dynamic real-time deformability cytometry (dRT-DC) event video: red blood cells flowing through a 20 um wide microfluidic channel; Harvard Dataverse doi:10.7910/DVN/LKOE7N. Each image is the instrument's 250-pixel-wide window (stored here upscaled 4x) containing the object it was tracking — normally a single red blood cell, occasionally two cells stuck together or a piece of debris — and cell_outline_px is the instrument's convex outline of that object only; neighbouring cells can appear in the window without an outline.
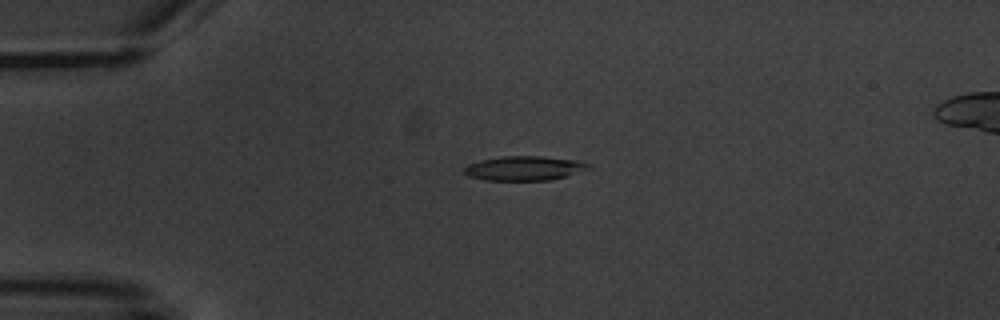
{"species": "common noctule bat (a hibernating species)", "species_latin": "Nyctalus noctula", "temperature_condition": "warm", "stored_images_in_passage": 3, "camera_frame_rate_fps": 3000, "um_per_image_px": 0.085, "animal": {"sex": "male", "body_mass_g": 20.1, "forearm_length_mm": 53.5}, "frame": {"image": 1, "passage_image": 1, "time_ms": 0.0, "image_size_px": [1000, 320], "cell_outline_px": [[592, 168], [564, 176], [548, 180], [484, 180], [468, 176], [464, 172], [464, 168], [468, 164], [480, 160], [504, 156], [540, 156], [580, 160], [592, 164]], "centroid_in_image_um": [44.59, 14.29], "position_along_channel_um": 40.4, "area_um2": 17.69}}